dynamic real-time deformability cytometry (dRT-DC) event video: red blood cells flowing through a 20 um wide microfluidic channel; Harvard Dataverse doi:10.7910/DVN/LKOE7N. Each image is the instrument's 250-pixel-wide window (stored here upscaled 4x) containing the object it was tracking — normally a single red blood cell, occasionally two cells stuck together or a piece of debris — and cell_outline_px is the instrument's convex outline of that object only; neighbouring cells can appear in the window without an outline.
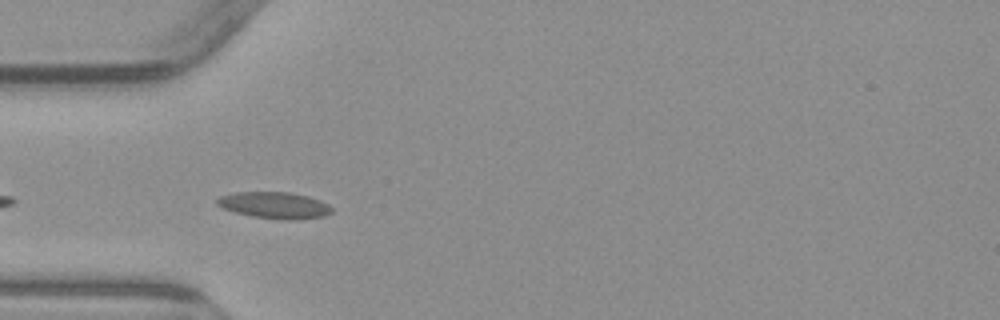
{"species": "common noctule bat (a hibernating species)", "species_latin": "Nyctalus noctula", "temperature_condition": "warm", "stored_images_in_passage": 3, "camera_frame_rate_fps": 3000, "um_per_image_px": 0.085, "animal": {"sex": "male", "body_mass_g": 23.1, "forearm_length_mm": 52.7}, "frame": {"image": 1, "passage_image": 1, "time_ms": 0.0, "image_size_px": [1000, 320], "cell_outline_px": [[332, 212], [324, 216], [292, 220], [280, 220], [252, 216], [236, 212], [224, 208], [216, 204], [216, 200], [220, 196], [236, 192], [288, 192], [308, 196], [320, 200], [328, 204], [332, 208]], "centroid_in_image_um": [23.35, 17.44], "position_along_channel_um": 61.7, "area_um2": 17.69}}
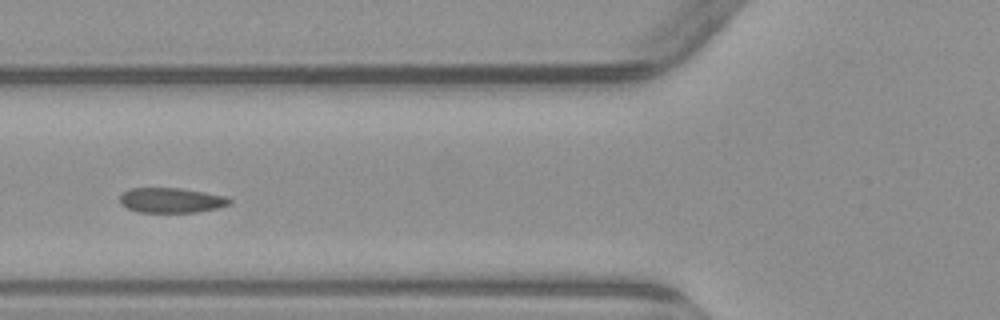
{"frame": {"image": 2, "passage_image": 2, "time_ms": 1.333, "image_size_px": [1000, 320], "cell_outline_px": [[232, 204], [216, 208], [196, 212], [136, 212], [120, 204], [120, 196], [128, 188], [180, 188], [228, 196], [232, 200]], "centroid_in_image_um": [14.57, 17.02], "position_along_channel_um": 111.2, "area_um2": 16.07}}
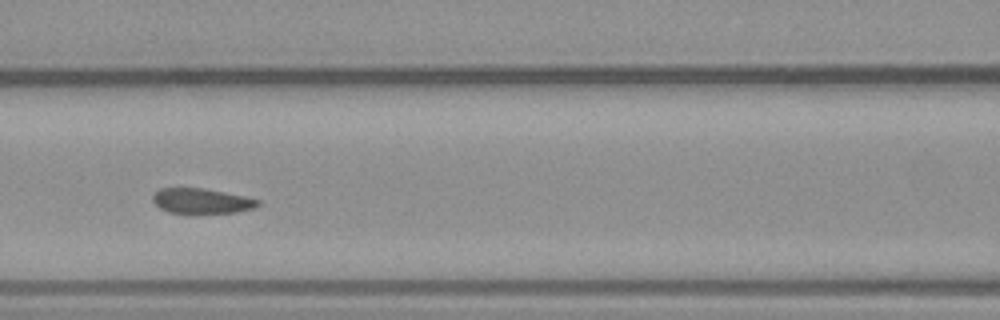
{"frame": {"image": 3, "passage_image": 3, "time_ms": 2.333, "image_size_px": [1000, 320], "cell_outline_px": [[260, 204], [256, 208], [236, 212], [188, 216], [168, 212], [160, 208], [152, 200], [152, 196], [160, 188], [204, 188], [244, 196], [260, 200]], "centroid_in_image_um": [17.13, 17.13], "position_along_channel_um": 149.5, "area_um2": 16.13}}